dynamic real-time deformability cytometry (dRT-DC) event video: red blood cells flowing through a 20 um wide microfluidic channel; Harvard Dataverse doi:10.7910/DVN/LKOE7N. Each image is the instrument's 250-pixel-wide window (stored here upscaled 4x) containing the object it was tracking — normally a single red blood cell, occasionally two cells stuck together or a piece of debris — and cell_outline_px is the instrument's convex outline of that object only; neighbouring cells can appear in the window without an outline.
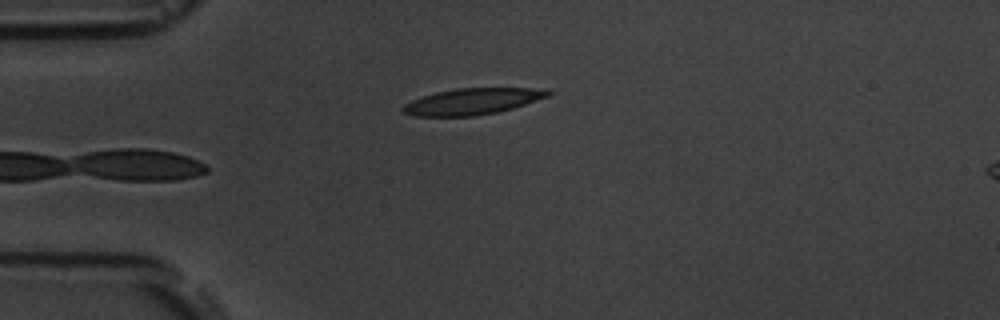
{"species": "common noctule bat (a hibernating species)", "species_latin": "Nyctalus noctula", "temperature_condition": "room temperature", "stored_images_in_passage": 5, "camera_frame_rate_fps": 3000, "um_per_image_px": 0.085, "animal": {"sex": "male", "body_mass_g": 19.5, "forearm_length_mm": 54.6}, "frame": {"image": 1, "passage_image": 5, "time_ms": 4.333, "image_size_px": [1000, 320], "cell_outline_px": [[552, 92], [548, 96], [512, 108], [496, 112], [476, 116], [416, 116], [404, 112], [400, 108], [404, 104], [412, 100], [436, 92], [456, 88], [548, 88]], "centroid_in_image_um": [40.16, 8.61], "position_along_channel_um": 44.8, "area_um2": 22.08}}